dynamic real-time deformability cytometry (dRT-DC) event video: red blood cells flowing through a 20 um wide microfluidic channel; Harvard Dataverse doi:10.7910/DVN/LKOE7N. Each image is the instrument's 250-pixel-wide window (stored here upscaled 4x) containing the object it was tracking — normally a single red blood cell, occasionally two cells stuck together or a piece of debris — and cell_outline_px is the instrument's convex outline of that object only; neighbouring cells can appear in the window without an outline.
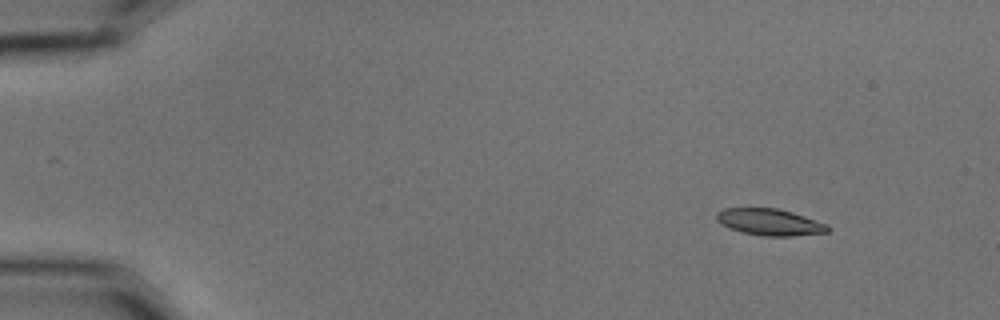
{"species": "common noctule bat (a hibernating species)", "species_latin": "Nyctalus noctula", "temperature_condition": "cold", "stored_images_in_passage": 4, "camera_frame_rate_fps": 3000, "um_per_image_px": 0.085, "animal": {"sex": "male", "body_mass_g": 15.6}, "frame": {"image": 1, "passage_image": 1, "time_ms": 0.0, "image_size_px": [1000, 320], "cell_outline_px": [[832, 228], [828, 232], [792, 236], [760, 236], [744, 232], [732, 228], [716, 220], [716, 212], [724, 208], [776, 208], [792, 212], [828, 224]], "centroid_in_image_um": [65.47, 18.87], "position_along_channel_um": 19.5, "area_um2": 17.17}}
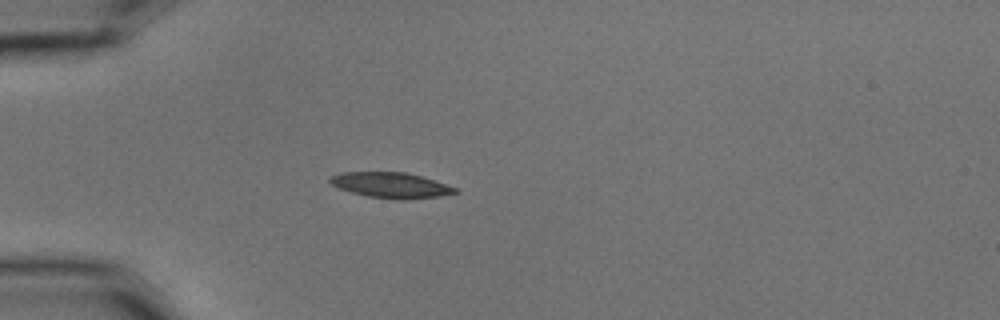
{"frame": {"image": 2, "passage_image": 4, "time_ms": 1.0, "image_size_px": [1000, 320], "cell_outline_px": [[460, 192], [440, 196], [404, 200], [400, 200], [368, 196], [352, 192], [340, 188], [332, 184], [328, 180], [332, 176], [340, 172], [404, 172], [420, 176], [456, 188]], "centroid_in_image_um": [33.22, 15.74], "position_along_channel_um": 51.8, "area_um2": 18.32}}